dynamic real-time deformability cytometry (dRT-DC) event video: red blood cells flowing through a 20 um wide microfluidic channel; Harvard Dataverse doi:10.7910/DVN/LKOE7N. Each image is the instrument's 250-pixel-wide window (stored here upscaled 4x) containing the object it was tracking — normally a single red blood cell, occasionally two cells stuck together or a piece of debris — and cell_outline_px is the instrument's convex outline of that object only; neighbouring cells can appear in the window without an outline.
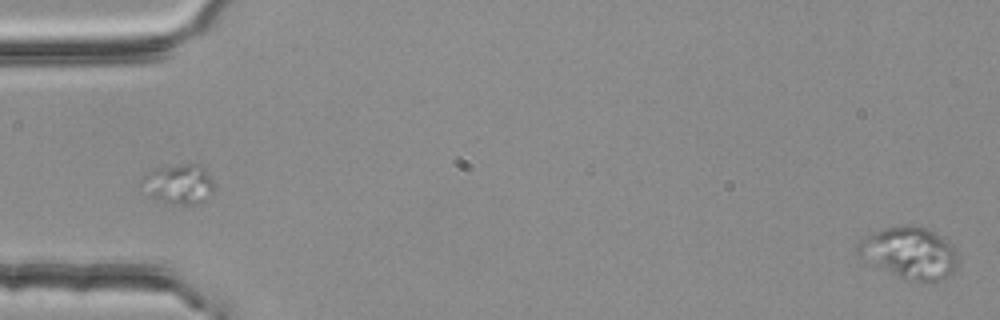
{"species": "common noctule bat (a hibernating species)", "species_latin": "Nyctalus noctula", "temperature_condition": "room temperature", "stored_images_in_passage": 4, "camera_frame_rate_fps": 3000, "um_per_image_px": 0.085, "animal": {"sex": "female", "body_mass_g": 25.1}, "frame": {"image": 1, "passage_image": 4, "time_ms": 1.0, "image_size_px": [1000, 320], "cell_outline_px": [[956, 264], [952, 276], [936, 280], [908, 280], [860, 260], [856, 256], [856, 244], [864, 236], [884, 228], [908, 224], [928, 228], [952, 244], [956, 248]], "centroid_in_image_um": [77.25, 21.48], "position_along_channel_um": 7.7, "area_um2": 30.4}}